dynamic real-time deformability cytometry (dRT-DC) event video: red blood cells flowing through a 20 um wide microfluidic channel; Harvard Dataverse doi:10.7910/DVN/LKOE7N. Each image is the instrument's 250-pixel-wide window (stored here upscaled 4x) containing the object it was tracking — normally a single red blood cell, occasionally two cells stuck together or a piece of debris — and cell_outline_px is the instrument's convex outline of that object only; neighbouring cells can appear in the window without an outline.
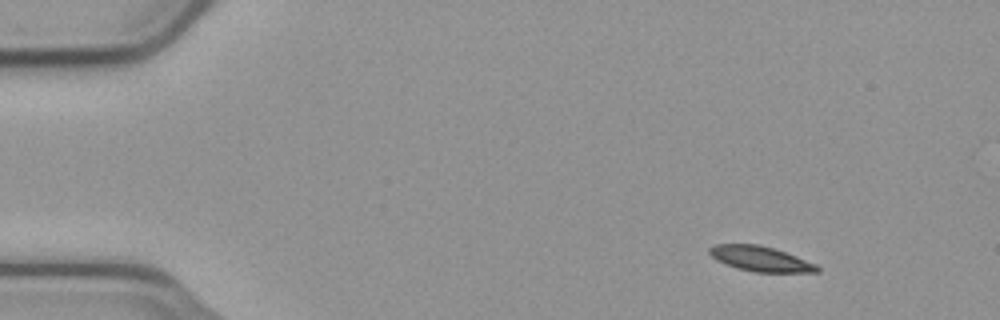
{"species": "common noctule bat (a hibernating species)", "species_latin": "Nyctalus noctula", "temperature_condition": "cold", "stored_images_in_passage": 50, "camera_frame_rate_fps": 3000, "um_per_image_px": 0.085, "animal": {"sex": "male", "body_mass_g": 23.1, "forearm_length_mm": 52.7}, "frame": {"image": 1, "passage_image": 1, "time_ms": 0.0, "image_size_px": [1000, 320], "cell_outline_px": [[820, 272], [756, 272], [736, 268], [724, 264], [716, 260], [708, 252], [708, 248], [716, 244], [760, 244], [796, 256], [816, 264], [820, 268]], "centroid_in_image_um": [64.61, 22.0], "position_along_channel_um": 20.4, "area_um2": 15.72}}
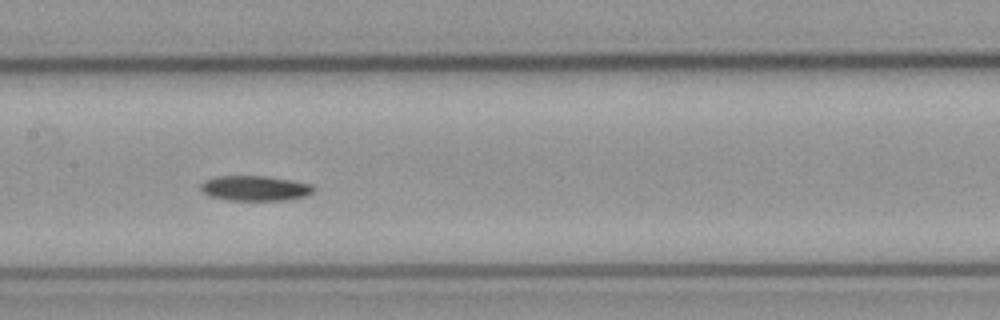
{"frame": {"image": 2, "passage_image": 22, "time_ms": 7.0, "image_size_px": [1000, 320], "cell_outline_px": [[316, 188], [308, 196], [288, 200], [228, 200], [208, 196], [200, 192], [200, 184], [204, 180], [216, 176], [268, 176], [292, 180], [312, 184]], "centroid_in_image_um": [21.67, 16.0], "position_along_channel_um": 185.7, "area_um2": 16.88}}
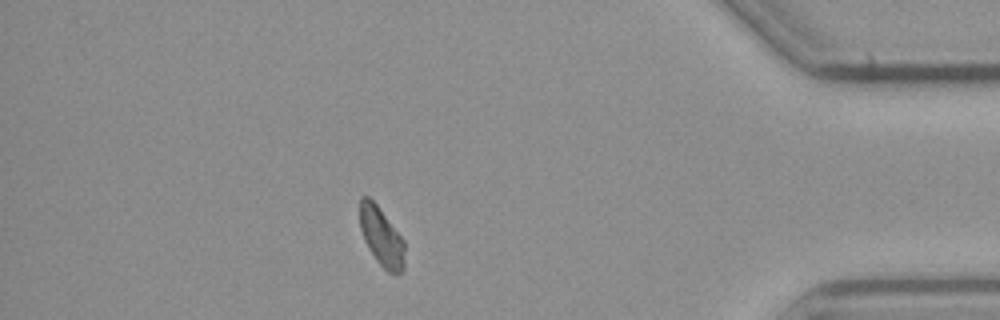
{"frame": {"image": 3, "passage_image": 43, "time_ms": 14.0, "image_size_px": [1000, 320], "cell_outline_px": [[404, 268], [396, 276], [388, 272], [376, 260], [368, 248], [364, 240], [360, 228], [360, 196], [368, 196], [376, 204], [404, 240]], "centroid_in_image_um": [32.42, 20.14], "position_along_channel_um": 402.8, "area_um2": 15.32}, "authors_computed_cell_mechanics": {"area_um2": 16.4441, "velocity_mm_per_s": 3.7236, "shape_relaxation_time_tau1_ms": 7.4246, "shape_relaxation_time_tau2_ms": null, "deformation_change_tau1": 0.1164, "deformation_change_tau2": null}}